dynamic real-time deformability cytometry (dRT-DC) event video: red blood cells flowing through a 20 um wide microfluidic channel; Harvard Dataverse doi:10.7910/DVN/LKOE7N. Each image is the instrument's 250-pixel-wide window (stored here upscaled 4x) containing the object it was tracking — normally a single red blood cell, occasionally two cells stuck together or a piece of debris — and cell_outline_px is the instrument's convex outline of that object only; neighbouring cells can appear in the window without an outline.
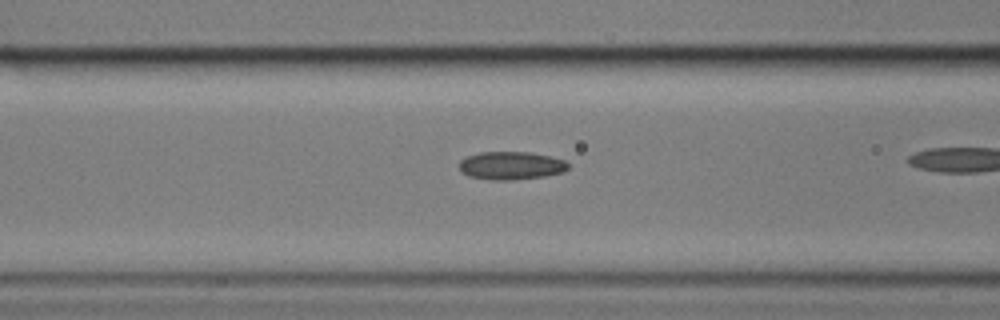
{"species": "common noctule bat (a hibernating species)", "species_latin": "Nyctalus noctula", "temperature_condition": "cold", "stored_images_in_passage": 34, "camera_frame_rate_fps": 3000, "um_per_image_px": 0.085, "animal": {"sex": "male", "body_mass_g": 17.9}, "frame": {"image": 1, "passage_image": 13, "time_ms": 4.0, "image_size_px": [1000, 320], "cell_outline_px": [[568, 168], [564, 172], [544, 176], [512, 180], [492, 180], [468, 176], [460, 168], [460, 160], [468, 156], [480, 152], [528, 152], [552, 156], [564, 160], [568, 164]], "centroid_in_image_um": [43.46, 14.07], "position_along_channel_um": 123.1, "area_um2": 17.74}}
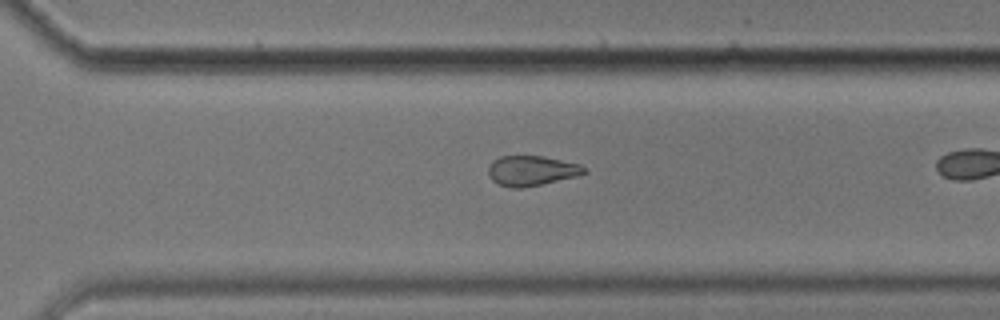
{"frame": {"image": 2, "passage_image": 30, "time_ms": 9.667, "image_size_px": [1000, 320], "cell_outline_px": [[588, 172], [576, 176], [540, 184], [520, 188], [512, 188], [496, 184], [492, 180], [488, 172], [488, 168], [492, 160], [500, 156], [544, 156], [580, 164]], "centroid_in_image_um": [45.15, 14.5], "position_along_channel_um": 325.5, "area_um2": 16.7}}